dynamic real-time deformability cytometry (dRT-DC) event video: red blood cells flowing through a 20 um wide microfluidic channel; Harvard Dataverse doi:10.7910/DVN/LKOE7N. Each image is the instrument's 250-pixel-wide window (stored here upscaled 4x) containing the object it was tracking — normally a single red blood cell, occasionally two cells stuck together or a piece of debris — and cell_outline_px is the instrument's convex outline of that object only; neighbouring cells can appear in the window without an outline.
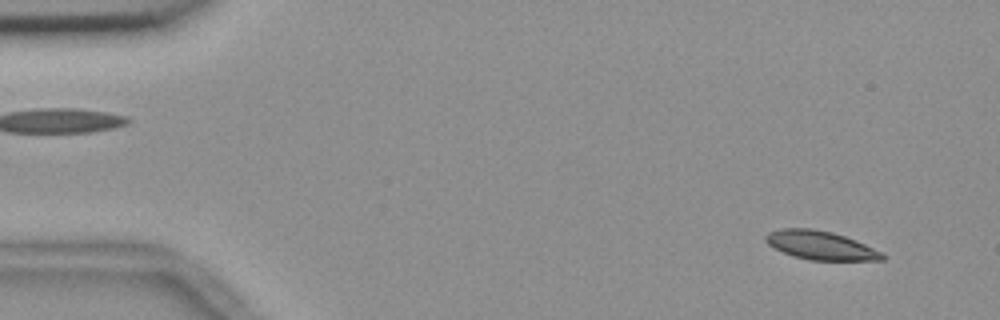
{"species": "common noctule bat (a hibernating species)", "species_latin": "Nyctalus noctula", "temperature_condition": "room temperature", "stored_images_in_passage": 55, "camera_frame_rate_fps": 3000, "um_per_image_px": 0.085, "animal": {"sex": "female", "body_mass_g": 18.4}, "frame": {"image": 1, "passage_image": 4, "time_ms": 1.0, "image_size_px": [1000, 320], "cell_outline_px": [[884, 260], [808, 260], [792, 256], [768, 244], [764, 240], [764, 236], [768, 232], [780, 228], [812, 228], [832, 232], [856, 240], [880, 252], [884, 256]], "centroid_in_image_um": [69.69, 20.84], "position_along_channel_um": 15.3, "area_um2": 19.36}}
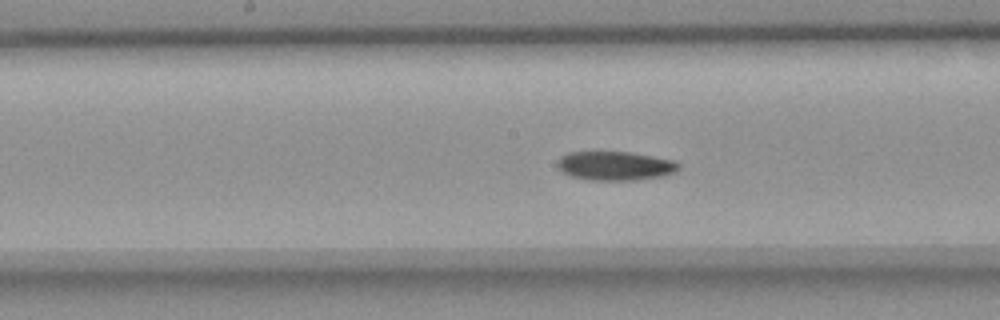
{"frame": {"image": 2, "passage_image": 28, "time_ms": 9.0, "image_size_px": [1000, 320], "cell_outline_px": [[680, 168], [676, 172], [664, 176], [632, 180], [584, 180], [572, 176], [564, 172], [556, 164], [560, 156], [568, 152], [628, 152], [676, 160], [680, 164]], "centroid_in_image_um": [52.32, 14.1], "position_along_channel_um": 195.9, "area_um2": 20.58}}
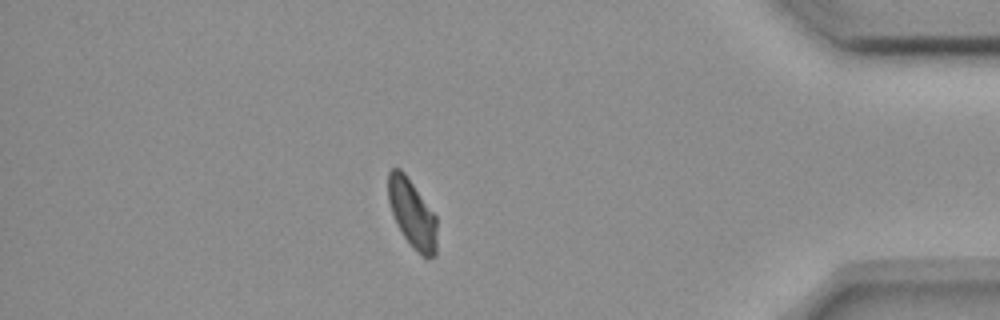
{"frame": {"image": 3, "passage_image": 48, "time_ms": 15.667, "image_size_px": [1000, 320], "cell_outline_px": [[436, 256], [428, 260], [404, 236], [396, 224], [388, 200], [388, 172], [392, 168], [400, 168], [404, 172], [436, 216]], "centroid_in_image_um": [35.03, 18.13], "position_along_channel_um": 400.2, "area_um2": 19.07}, "authors_computed_cell_mechanics": {"area_um2": 20.4612, "velocity_mm_per_s": 3.6428, "shape_relaxation_time_tau1_ms": 8.3547, "shape_relaxation_time_tau2_ms": 2.8017, "deformation_change_tau1": 0.1512, "deformation_change_tau2": 0.0751}}